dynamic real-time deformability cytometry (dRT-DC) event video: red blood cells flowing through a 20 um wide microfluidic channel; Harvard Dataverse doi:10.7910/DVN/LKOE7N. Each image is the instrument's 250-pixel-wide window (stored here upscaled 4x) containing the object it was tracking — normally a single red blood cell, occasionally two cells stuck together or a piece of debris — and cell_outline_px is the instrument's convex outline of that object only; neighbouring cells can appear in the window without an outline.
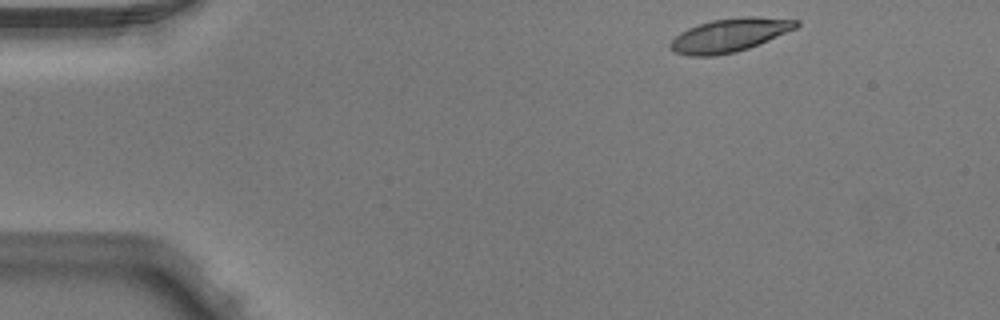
{"species": "Egyptian fruit bat (a non-hibernating species)", "species_latin": "Rousettus aegyptiacus", "temperature_condition": "warm", "stored_images_in_passage": 3, "camera_frame_rate_fps": 3000, "um_per_image_px": 0.085, "animal": {"sex": "male"}, "frame": {"image": 1, "passage_image": 1, "time_ms": 0.0, "image_size_px": [1000, 320], "cell_outline_px": [[800, 24], [796, 28], [768, 40], [748, 48], [736, 52], [716, 56], [692, 56], [676, 52], [668, 44], [680, 32], [688, 28], [712, 20], [748, 16], [752, 16], [800, 20]], "centroid_in_image_um": [62.03, 2.99], "position_along_channel_um": 23.0, "area_um2": 24.28}}
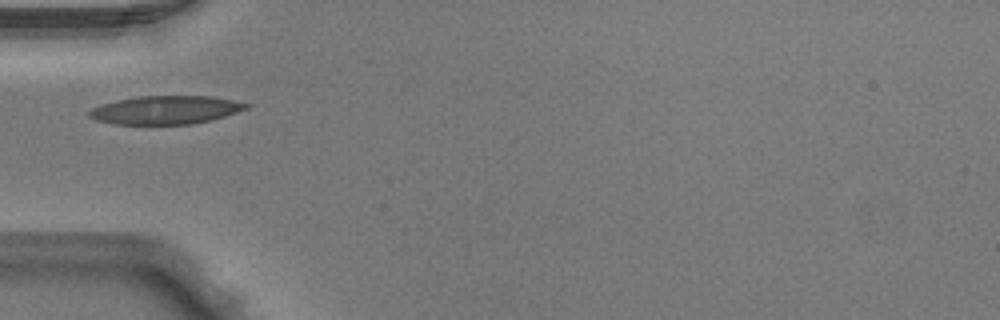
{"frame": {"image": 2, "passage_image": 3, "time_ms": 0.667, "image_size_px": [1000, 320], "cell_outline_px": [[252, 104], [248, 108], [212, 120], [192, 124], [116, 124], [96, 120], [88, 116], [88, 112], [92, 108], [116, 100], [140, 96], [212, 96]], "centroid_in_image_um": [14.1, 9.34], "position_along_channel_um": 70.9, "area_um2": 25.84}}